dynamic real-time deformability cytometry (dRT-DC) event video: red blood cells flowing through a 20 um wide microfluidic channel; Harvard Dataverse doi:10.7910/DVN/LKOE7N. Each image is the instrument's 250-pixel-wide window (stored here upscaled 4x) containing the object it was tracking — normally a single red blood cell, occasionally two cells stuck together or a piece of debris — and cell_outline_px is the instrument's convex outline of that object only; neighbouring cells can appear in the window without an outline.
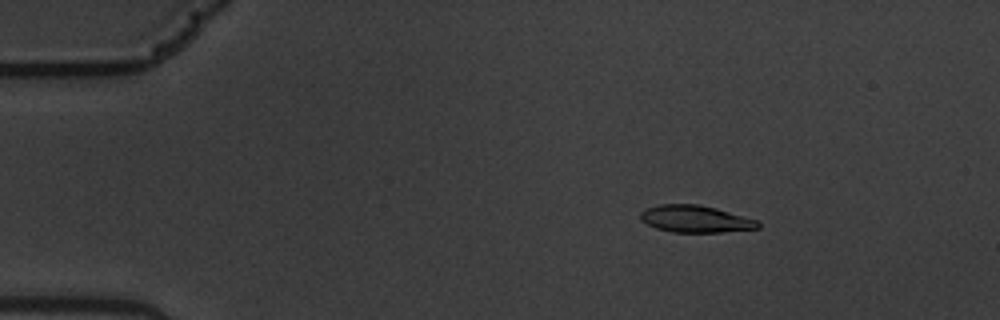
{"species": "common noctule bat (a hibernating species)", "species_latin": "Nyctalus noctula", "temperature_condition": "warm", "stored_images_in_passage": 58, "camera_frame_rate_fps": 3000, "um_per_image_px": 0.085, "animal": {"sex": "male", "body_mass_g": 19.5, "forearm_length_mm": 54.6}, "frame": {"image": 1, "passage_image": 9, "time_ms": 2.667, "image_size_px": [1000, 320], "cell_outline_px": [[760, 228], [720, 232], [672, 232], [656, 228], [640, 220], [640, 212], [644, 208], [660, 204], [696, 204], [716, 208], [756, 220], [760, 224]], "centroid_in_image_um": [59.06, 18.6], "position_along_channel_um": 25.9, "area_um2": 18.44}}
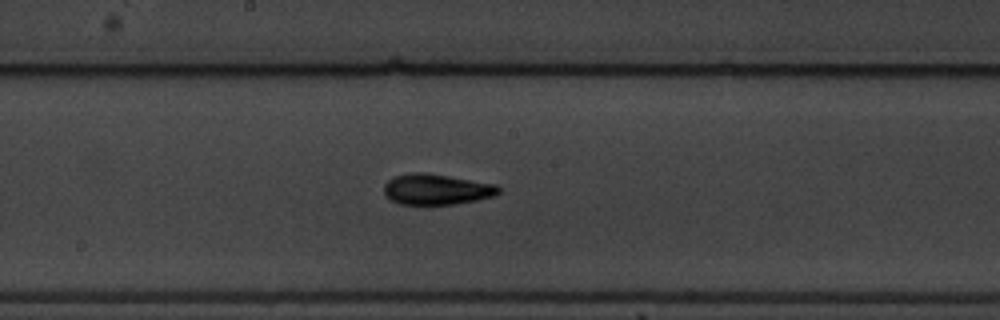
{"frame": {"image": 2, "passage_image": 31, "time_ms": 10.0, "image_size_px": [1000, 320], "cell_outline_px": [[500, 192], [496, 196], [456, 204], [400, 204], [384, 196], [384, 184], [388, 180], [396, 176], [416, 172], [424, 172], [496, 184], [500, 188]], "centroid_in_image_um": [37.11, 16.1], "position_along_channel_um": 211.1, "area_um2": 20.46}}
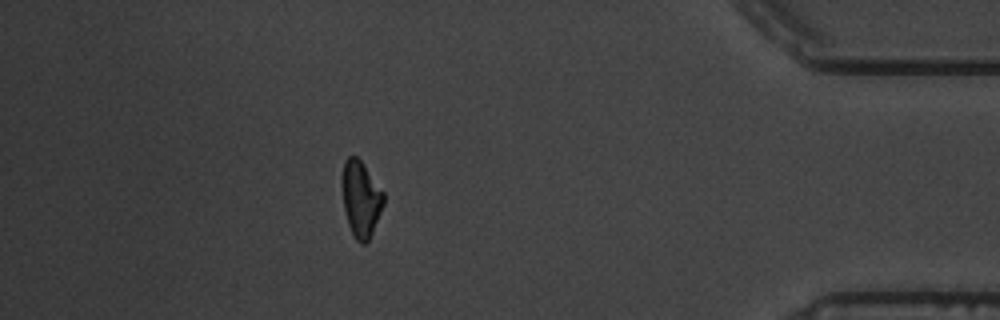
{"frame": {"image": 3, "passage_image": 51, "time_ms": 16.667, "image_size_px": [1000, 320], "cell_outline_px": [[384, 204], [372, 232], [368, 240], [364, 244], [360, 244], [356, 240], [348, 224], [344, 208], [340, 184], [340, 176], [344, 160], [348, 156], [356, 156], [364, 164], [384, 192]], "centroid_in_image_um": [30.64, 16.85], "position_along_channel_um": 404.6, "area_um2": 18.67}, "authors_computed_cell_mechanics": {"area_um2": 19.1896, "velocity_mm_per_s": 3.5293, "shape_relaxation_time_tau1_ms": 4.7513, "shape_relaxation_time_tau2_ms": 1.9316, "deformation_change_tau1": 0.1723, "deformation_change_tau2": 0.0808}}